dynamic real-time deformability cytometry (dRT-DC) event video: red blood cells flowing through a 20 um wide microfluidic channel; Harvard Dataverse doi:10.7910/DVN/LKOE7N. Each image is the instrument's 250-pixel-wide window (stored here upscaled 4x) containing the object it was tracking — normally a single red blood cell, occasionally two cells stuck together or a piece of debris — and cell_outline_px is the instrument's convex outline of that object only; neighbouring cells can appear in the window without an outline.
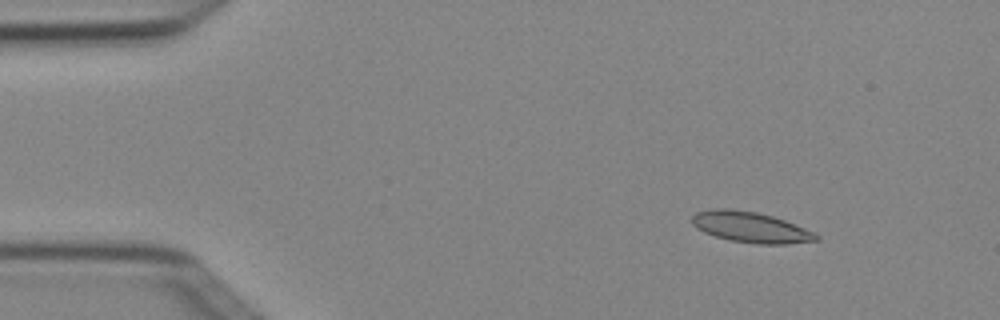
{"species": "Egyptian fruit bat (a non-hibernating species)", "species_latin": "Rousettus aegyptiacus", "temperature_condition": "cold", "stored_images_in_passage": 3, "camera_frame_rate_fps": 3000, "um_per_image_px": 0.085, "animal": {"sex": "female"}, "frame": {"image": 1, "passage_image": 1, "time_ms": 0.0, "image_size_px": [1000, 320], "cell_outline_px": [[820, 240], [788, 244], [756, 244], [728, 240], [704, 232], [696, 228], [692, 224], [692, 216], [696, 212], [716, 208], [728, 208], [756, 212], [772, 216], [784, 220], [816, 232], [820, 236]], "centroid_in_image_um": [63.83, 19.32], "position_along_channel_um": 21.2, "area_um2": 22.37}}